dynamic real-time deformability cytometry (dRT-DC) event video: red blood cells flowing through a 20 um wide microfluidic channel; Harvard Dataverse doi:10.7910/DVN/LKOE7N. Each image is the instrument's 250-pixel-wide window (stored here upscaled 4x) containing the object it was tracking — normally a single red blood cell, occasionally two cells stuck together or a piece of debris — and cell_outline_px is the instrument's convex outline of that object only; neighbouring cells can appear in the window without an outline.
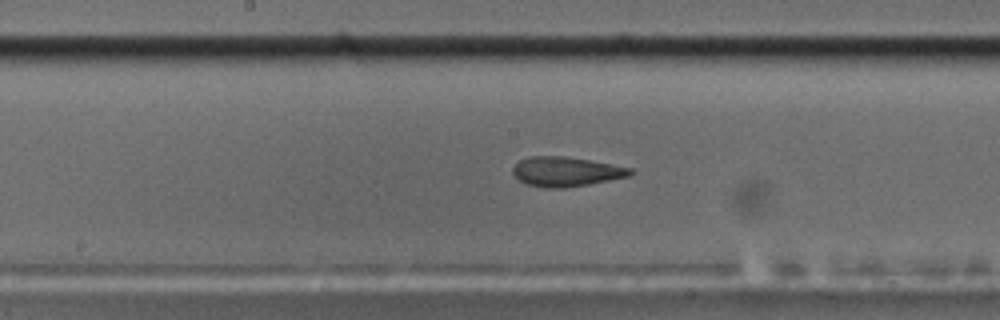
{"species": "common noctule bat (a hibernating species)", "species_latin": "Nyctalus noctula", "temperature_condition": "cold", "stored_images_in_passage": 40, "camera_frame_rate_fps": 3000, "um_per_image_px": 0.085, "animal": {"sex": "male", "body_mass_g": 17.5, "forearm_length_mm": 52.3}, "frame": {"image": 1, "passage_image": 13, "time_ms": 4.0, "image_size_px": [1000, 320], "cell_outline_px": [[636, 172], [628, 176], [588, 184], [564, 188], [548, 188], [528, 184], [520, 180], [512, 172], [512, 168], [520, 160], [528, 156], [564, 156], [588, 160], [632, 168]], "centroid_in_image_um": [48.11, 14.58], "position_along_channel_um": 200.1, "area_um2": 20.0}}
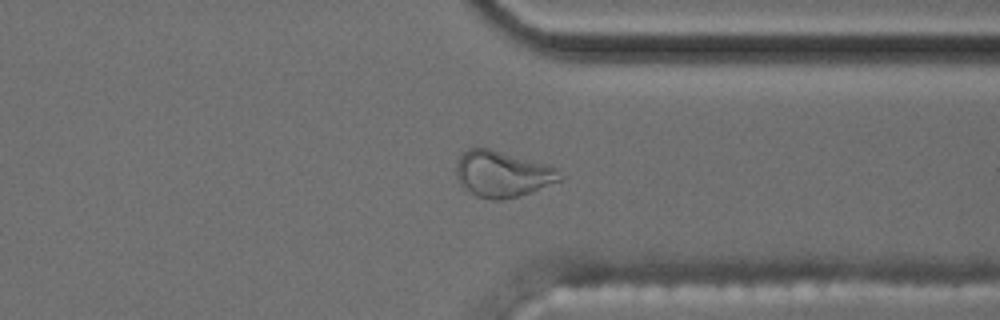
{"frame": {"image": 2, "passage_image": 27, "time_ms": 8.667, "image_size_px": [1000, 320], "cell_outline_px": [[564, 180], [532, 192], [520, 196], [500, 200], [492, 200], [476, 196], [460, 184], [456, 176], [456, 164], [460, 156], [468, 148], [488, 148], [544, 164], [556, 168], [564, 176]], "centroid_in_image_um": [42.72, 14.81], "position_along_channel_um": 368.7, "area_um2": 27.8}}
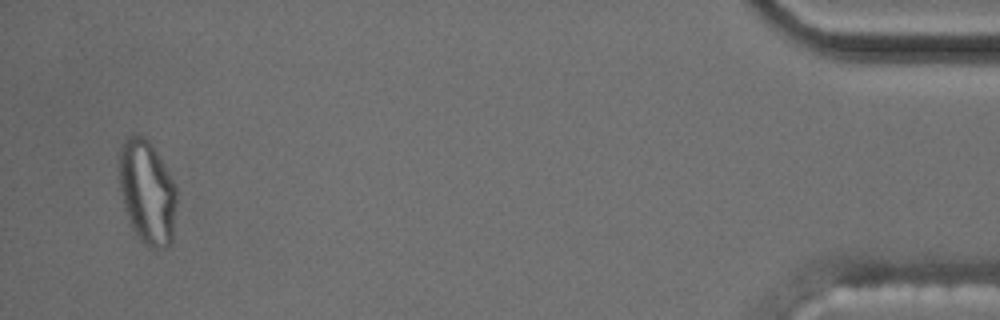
{"frame": {"image": 3, "passage_image": 38, "time_ms": 12.333, "image_size_px": [1000, 320], "cell_outline_px": [[176, 200], [172, 244], [160, 248], [148, 248], [140, 240], [132, 228], [124, 208], [120, 192], [116, 168], [116, 156], [124, 140], [132, 132], [136, 132], [144, 136], [152, 144], [172, 180], [176, 188]], "centroid_in_image_um": [12.44, 16.28], "position_along_channel_um": 422.8, "area_um2": 35.66}, "authors_computed_cell_mechanics": {"area_um2": 20.7213, "velocity_mm_per_s": 3.6182, "shape_relaxation_time_tau1_ms": null, "shape_relaxation_time_tau2_ms": 1.6604, "deformation_change_tau1": null, "deformation_change_tau2": 0.0909}}